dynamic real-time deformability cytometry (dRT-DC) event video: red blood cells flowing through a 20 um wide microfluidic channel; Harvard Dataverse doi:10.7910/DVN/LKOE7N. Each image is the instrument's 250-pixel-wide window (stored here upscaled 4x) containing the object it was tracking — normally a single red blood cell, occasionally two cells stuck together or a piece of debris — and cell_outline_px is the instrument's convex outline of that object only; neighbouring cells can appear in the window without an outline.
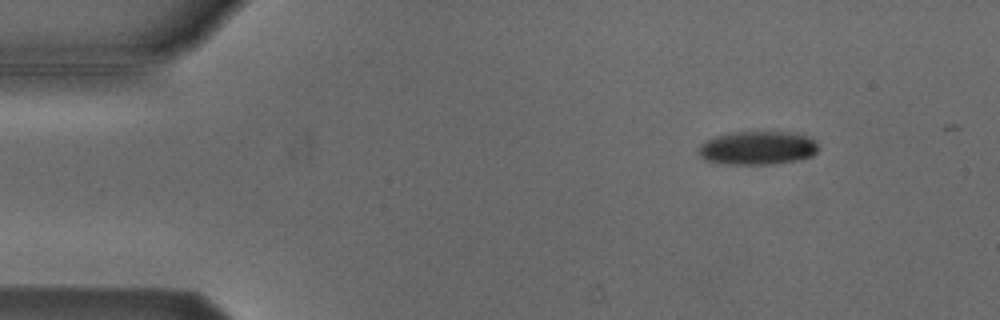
{"species": "Egyptian fruit bat (a non-hibernating species)", "species_latin": "Rousettus aegyptiacus", "temperature_condition": "cold", "stored_images_in_passage": 6, "camera_frame_rate_fps": 3000, "um_per_image_px": 0.085, "animal": {"sex": "male"}, "frame": {"image": 1, "passage_image": 2, "time_ms": 0.333, "image_size_px": [1000, 320], "cell_outline_px": [[820, 148], [812, 156], [796, 160], [768, 164], [728, 164], [704, 160], [700, 156], [700, 144], [716, 136], [736, 132], [800, 132], [816, 140]], "centroid_in_image_um": [64.46, 12.56], "position_along_channel_um": 20.5, "area_um2": 23.41}}
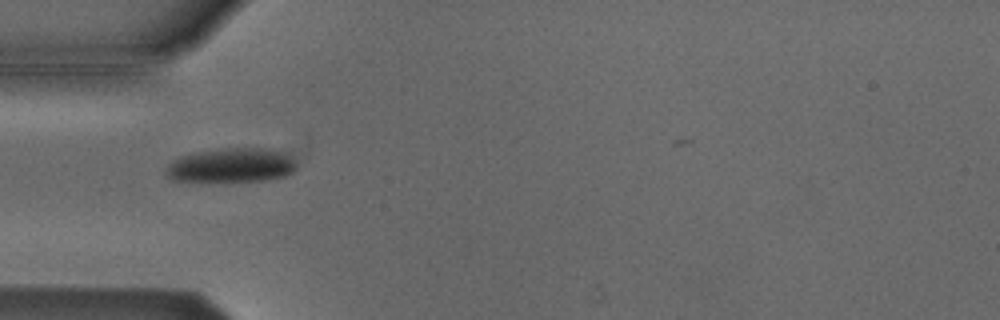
{"frame": {"image": 2, "passage_image": 5, "time_ms": 1.333, "image_size_px": [1000, 320], "cell_outline_px": [[296, 168], [292, 172], [284, 176], [264, 180], [224, 184], [172, 180], [164, 172], [168, 164], [172, 160], [180, 156], [192, 152], [220, 148], [276, 148], [284, 152], [296, 164]], "centroid_in_image_um": [19.6, 14.08], "position_along_channel_um": 65.4, "area_um2": 27.22}}
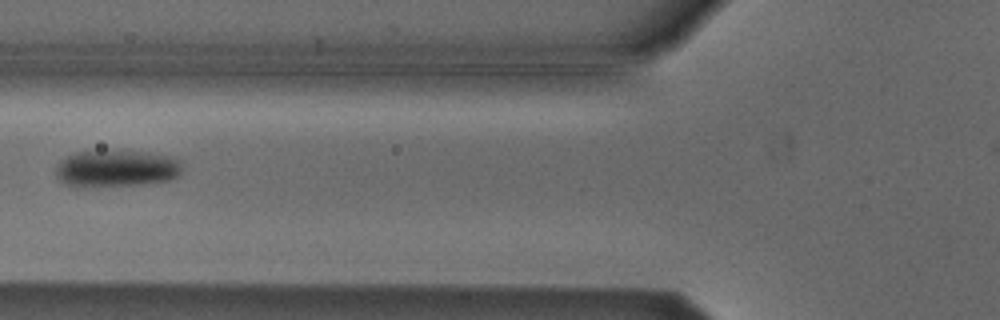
{"frame": {"image": 3, "passage_image": 6, "time_ms": 1.667, "image_size_px": [1000, 320], "cell_outline_px": [[180, 172], [176, 176], [168, 180], [140, 184], [80, 188], [72, 188], [64, 184], [56, 176], [56, 164], [60, 160], [76, 152], [144, 152], [168, 156], [180, 160]], "centroid_in_image_um": [9.8, 14.36], "position_along_channel_um": 116.0, "area_um2": 26.99}}